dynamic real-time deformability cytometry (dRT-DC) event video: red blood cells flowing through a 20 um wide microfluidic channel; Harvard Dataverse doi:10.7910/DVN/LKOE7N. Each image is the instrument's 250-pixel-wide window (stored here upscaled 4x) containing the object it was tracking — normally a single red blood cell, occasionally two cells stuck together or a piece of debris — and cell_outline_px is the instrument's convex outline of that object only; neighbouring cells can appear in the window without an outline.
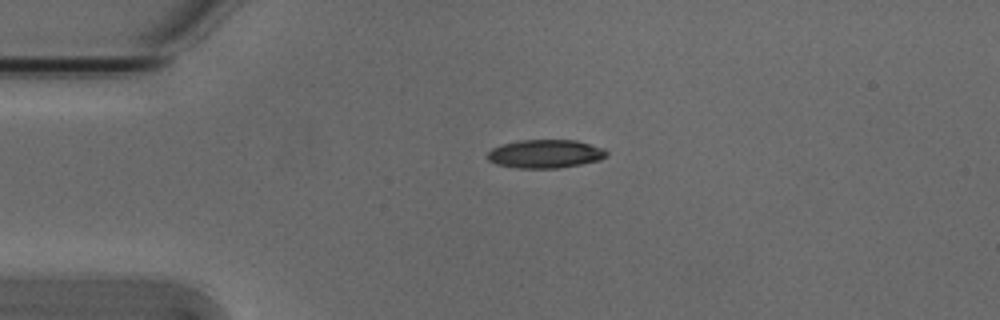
{"species": "Egyptian fruit bat (a non-hibernating species)", "species_latin": "Rousettus aegyptiacus", "temperature_condition": "cold", "stored_images_in_passage": 3, "camera_frame_rate_fps": 3000, "um_per_image_px": 0.085, "animal": {"sex": "male"}, "frame": {"image": 1, "passage_image": 1, "time_ms": 0.0, "image_size_px": [1000, 320], "cell_outline_px": [[608, 156], [600, 160], [560, 168], [516, 168], [496, 164], [488, 160], [488, 152], [492, 148], [500, 144], [520, 140], [576, 140], [604, 148], [608, 152]], "centroid_in_image_um": [46.36, 13.07], "position_along_channel_um": 38.6, "area_um2": 19.88}}